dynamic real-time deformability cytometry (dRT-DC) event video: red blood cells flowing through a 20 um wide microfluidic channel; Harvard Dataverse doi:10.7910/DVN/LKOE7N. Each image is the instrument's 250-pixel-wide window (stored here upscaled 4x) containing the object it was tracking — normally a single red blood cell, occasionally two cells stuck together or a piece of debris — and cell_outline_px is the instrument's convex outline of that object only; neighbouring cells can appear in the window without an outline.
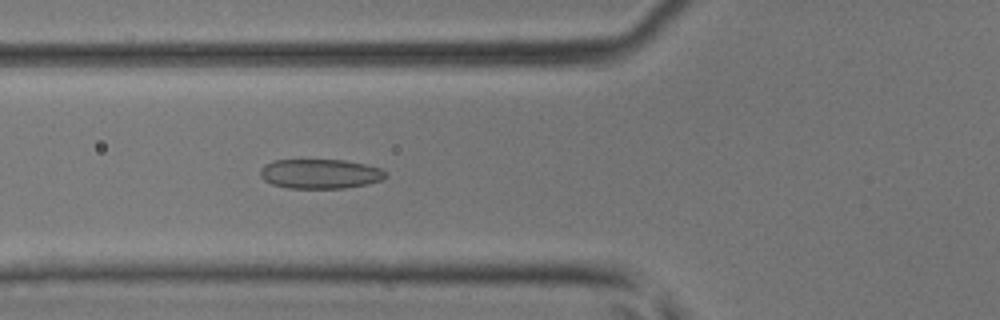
{"species": "common noctule bat (a hibernating species)", "species_latin": "Nyctalus noctula", "temperature_condition": "room temperature", "stored_images_in_passage": 32, "camera_frame_rate_fps": 3000, "um_per_image_px": 0.085, "animal": {"sex": "male", "body_mass_g": 17.9, "forearm_length_mm": 54.2}, "frame": {"image": 1, "passage_image": 3, "time_ms": 0.667, "image_size_px": [1000, 320], "cell_outline_px": [[388, 176], [380, 180], [368, 184], [344, 188], [288, 188], [272, 184], [264, 180], [260, 176], [260, 168], [264, 164], [276, 160], [344, 160], [364, 164], [380, 168], [388, 172]], "centroid_in_image_um": [27.21, 14.77], "position_along_channel_um": 98.6, "area_um2": 21.68}}
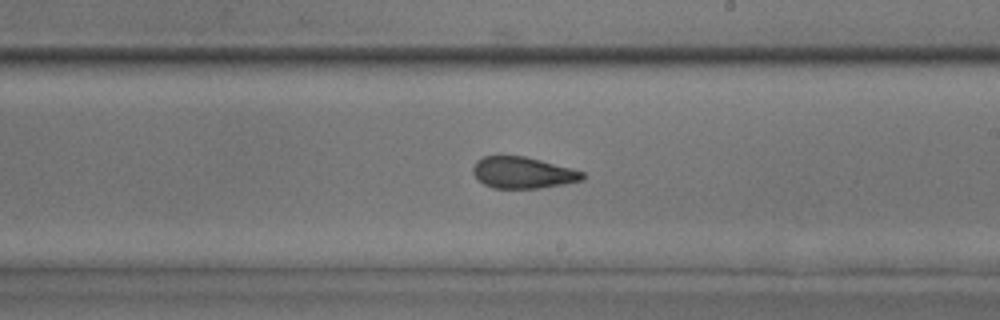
{"frame": {"image": 2, "passage_image": 13, "time_ms": 4.0, "image_size_px": [1000, 320], "cell_outline_px": [[584, 180], [540, 188], [492, 188], [484, 184], [472, 172], [472, 168], [476, 160], [484, 156], [524, 156], [572, 168], [584, 172]], "centroid_in_image_um": [44.44, 14.67], "position_along_channel_um": 244.6, "area_um2": 20.0}}
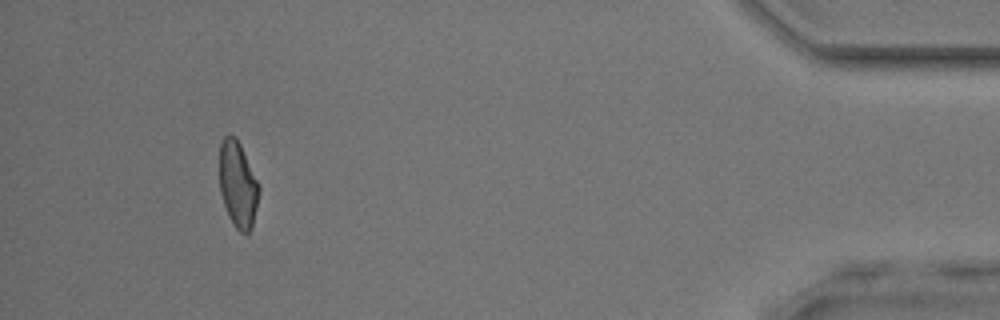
{"frame": {"image": 3, "passage_image": 29, "time_ms": 9.333, "image_size_px": [1000, 320], "cell_outline_px": [[260, 192], [252, 228], [248, 236], [244, 236], [236, 228], [228, 216], [220, 192], [220, 144], [224, 136], [236, 136], [260, 184]], "centroid_in_image_um": [20.24, 15.73], "position_along_channel_um": 415.0, "area_um2": 20.11}}